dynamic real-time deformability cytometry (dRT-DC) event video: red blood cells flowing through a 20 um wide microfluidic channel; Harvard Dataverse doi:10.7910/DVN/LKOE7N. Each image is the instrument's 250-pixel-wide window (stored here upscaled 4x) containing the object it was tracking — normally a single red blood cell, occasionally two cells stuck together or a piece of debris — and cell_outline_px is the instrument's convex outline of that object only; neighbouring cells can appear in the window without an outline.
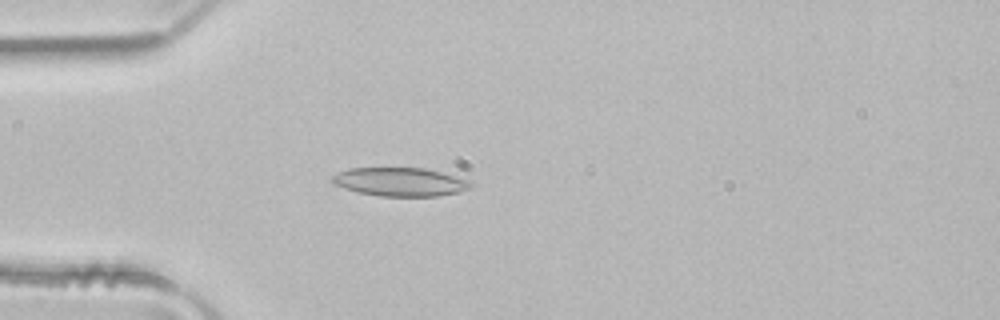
{"species": "common noctule bat (a hibernating species)", "species_latin": "Nyctalus noctula", "temperature_condition": "room temperature", "stored_images_in_passage": 49, "camera_frame_rate_fps": 3000, "um_per_image_px": 0.085, "animal": {"sex": "male", "body_mass_g": 21.5, "forearm_length_mm": 52.0}, "frame": {"image": 1, "passage_image": 13, "time_ms": 4.0, "image_size_px": [1000, 320], "cell_outline_px": [[472, 188], [460, 192], [436, 196], [380, 196], [356, 192], [332, 184], [332, 176], [348, 168], [424, 168], [472, 180]], "centroid_in_image_um": [34.03, 15.46], "position_along_channel_um": 51.0, "area_um2": 23.18}}
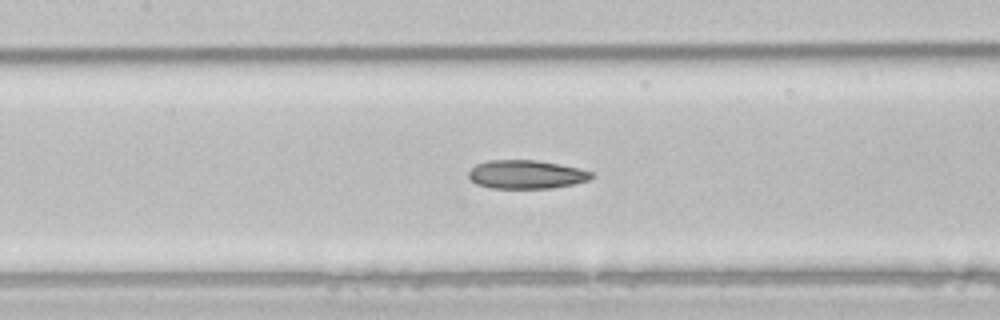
{"frame": {"image": 2, "passage_image": 22, "time_ms": 7.0, "image_size_px": [1000, 320], "cell_outline_px": [[596, 176], [588, 180], [572, 184], [552, 188], [492, 188], [476, 184], [468, 176], [468, 172], [476, 164], [488, 160], [536, 160], [560, 164], [580, 168], [592, 172]], "centroid_in_image_um": [44.74, 14.82], "position_along_channel_um": 162.7, "area_um2": 20.52}}
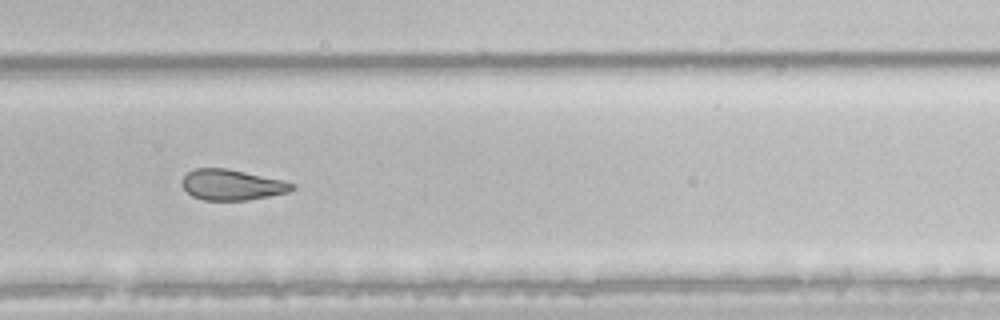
{"frame": {"image": 3, "passage_image": 33, "time_ms": 10.667, "image_size_px": [1000, 320], "cell_outline_px": [[296, 188], [288, 192], [248, 200], [204, 200], [192, 196], [184, 188], [184, 176], [188, 172], [196, 168], [228, 168], [284, 180], [296, 184]], "centroid_in_image_um": [19.77, 15.7], "position_along_channel_um": 310.0, "area_um2": 19.59}, "authors_computed_cell_mechanics": {"area_um2": 22.8888, "velocity_mm_per_s": 4.0428, "shape_relaxation_time_tau1_ms": null, "shape_relaxation_time_tau2_ms": 4.0185, "deformation_change_tau1": null, "deformation_change_tau2": 0.1148}}